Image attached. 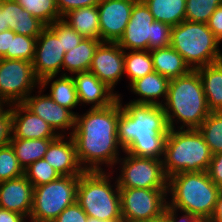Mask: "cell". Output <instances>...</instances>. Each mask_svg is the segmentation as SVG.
<instances>
[{"label": "cell", "mask_w": 222, "mask_h": 222, "mask_svg": "<svg viewBox=\"0 0 222 222\" xmlns=\"http://www.w3.org/2000/svg\"><path fill=\"white\" fill-rule=\"evenodd\" d=\"M119 116V99L104 108L89 107L80 115L77 112L71 137L78 160L85 171H104L105 167L112 171L115 167L121 157V150L124 152L118 142Z\"/></svg>", "instance_id": "6da1fadb"}, {"label": "cell", "mask_w": 222, "mask_h": 222, "mask_svg": "<svg viewBox=\"0 0 222 222\" xmlns=\"http://www.w3.org/2000/svg\"><path fill=\"white\" fill-rule=\"evenodd\" d=\"M118 99V142L124 152L137 157L162 160L166 136L170 129L162 106L130 102L125 104L121 95Z\"/></svg>", "instance_id": "7a4b0ae2"}, {"label": "cell", "mask_w": 222, "mask_h": 222, "mask_svg": "<svg viewBox=\"0 0 222 222\" xmlns=\"http://www.w3.org/2000/svg\"><path fill=\"white\" fill-rule=\"evenodd\" d=\"M162 108L170 129H197L202 124L211 111L197 70L170 79Z\"/></svg>", "instance_id": "3957f363"}, {"label": "cell", "mask_w": 222, "mask_h": 222, "mask_svg": "<svg viewBox=\"0 0 222 222\" xmlns=\"http://www.w3.org/2000/svg\"><path fill=\"white\" fill-rule=\"evenodd\" d=\"M221 190L207 171L179 172L168 178V204L209 220Z\"/></svg>", "instance_id": "277c9868"}, {"label": "cell", "mask_w": 222, "mask_h": 222, "mask_svg": "<svg viewBox=\"0 0 222 222\" xmlns=\"http://www.w3.org/2000/svg\"><path fill=\"white\" fill-rule=\"evenodd\" d=\"M106 170L85 171L79 176L76 202L88 217L107 222H123L119 187L116 177H112L117 171Z\"/></svg>", "instance_id": "5b68a950"}, {"label": "cell", "mask_w": 222, "mask_h": 222, "mask_svg": "<svg viewBox=\"0 0 222 222\" xmlns=\"http://www.w3.org/2000/svg\"><path fill=\"white\" fill-rule=\"evenodd\" d=\"M212 153L198 129H169L162 158L166 176L208 171Z\"/></svg>", "instance_id": "8992f818"}, {"label": "cell", "mask_w": 222, "mask_h": 222, "mask_svg": "<svg viewBox=\"0 0 222 222\" xmlns=\"http://www.w3.org/2000/svg\"><path fill=\"white\" fill-rule=\"evenodd\" d=\"M221 42L205 23L183 21L171 28V44L191 70L222 60Z\"/></svg>", "instance_id": "52a82bcc"}, {"label": "cell", "mask_w": 222, "mask_h": 222, "mask_svg": "<svg viewBox=\"0 0 222 222\" xmlns=\"http://www.w3.org/2000/svg\"><path fill=\"white\" fill-rule=\"evenodd\" d=\"M171 26L154 19L149 8L138 0L131 11L123 35L117 41L124 51L148 50L170 46Z\"/></svg>", "instance_id": "ba28073f"}, {"label": "cell", "mask_w": 222, "mask_h": 222, "mask_svg": "<svg viewBox=\"0 0 222 222\" xmlns=\"http://www.w3.org/2000/svg\"><path fill=\"white\" fill-rule=\"evenodd\" d=\"M79 176H61L55 181L33 188L30 222H53L68 206L76 202Z\"/></svg>", "instance_id": "9c48e42d"}, {"label": "cell", "mask_w": 222, "mask_h": 222, "mask_svg": "<svg viewBox=\"0 0 222 222\" xmlns=\"http://www.w3.org/2000/svg\"><path fill=\"white\" fill-rule=\"evenodd\" d=\"M116 165L120 164L116 177L119 188L168 189V177L162 160L152 157H137L123 152Z\"/></svg>", "instance_id": "30bf717a"}, {"label": "cell", "mask_w": 222, "mask_h": 222, "mask_svg": "<svg viewBox=\"0 0 222 222\" xmlns=\"http://www.w3.org/2000/svg\"><path fill=\"white\" fill-rule=\"evenodd\" d=\"M123 222H157L163 219L168 189L119 188Z\"/></svg>", "instance_id": "8fae6325"}, {"label": "cell", "mask_w": 222, "mask_h": 222, "mask_svg": "<svg viewBox=\"0 0 222 222\" xmlns=\"http://www.w3.org/2000/svg\"><path fill=\"white\" fill-rule=\"evenodd\" d=\"M39 86L32 62L0 59V100L8 106L23 103Z\"/></svg>", "instance_id": "7c38bea8"}, {"label": "cell", "mask_w": 222, "mask_h": 222, "mask_svg": "<svg viewBox=\"0 0 222 222\" xmlns=\"http://www.w3.org/2000/svg\"><path fill=\"white\" fill-rule=\"evenodd\" d=\"M37 90L35 95L29 94L23 104L46 121L58 135H71L74 131L76 115L71 110L57 104L48 94H43L44 90L40 86Z\"/></svg>", "instance_id": "4fadbf2b"}, {"label": "cell", "mask_w": 222, "mask_h": 222, "mask_svg": "<svg viewBox=\"0 0 222 222\" xmlns=\"http://www.w3.org/2000/svg\"><path fill=\"white\" fill-rule=\"evenodd\" d=\"M64 55L61 39L46 26L36 41L35 56L32 61L35 76L41 80L51 75H62Z\"/></svg>", "instance_id": "5bb4252c"}, {"label": "cell", "mask_w": 222, "mask_h": 222, "mask_svg": "<svg viewBox=\"0 0 222 222\" xmlns=\"http://www.w3.org/2000/svg\"><path fill=\"white\" fill-rule=\"evenodd\" d=\"M138 0H102L99 12L100 40L117 42L124 33L131 11Z\"/></svg>", "instance_id": "9a60e30c"}, {"label": "cell", "mask_w": 222, "mask_h": 222, "mask_svg": "<svg viewBox=\"0 0 222 222\" xmlns=\"http://www.w3.org/2000/svg\"><path fill=\"white\" fill-rule=\"evenodd\" d=\"M89 72L114 91L124 76V50L117 42H101L95 50Z\"/></svg>", "instance_id": "2e32d148"}, {"label": "cell", "mask_w": 222, "mask_h": 222, "mask_svg": "<svg viewBox=\"0 0 222 222\" xmlns=\"http://www.w3.org/2000/svg\"><path fill=\"white\" fill-rule=\"evenodd\" d=\"M45 27L15 0H0V33L12 30L23 36L38 37Z\"/></svg>", "instance_id": "e0dca14e"}, {"label": "cell", "mask_w": 222, "mask_h": 222, "mask_svg": "<svg viewBox=\"0 0 222 222\" xmlns=\"http://www.w3.org/2000/svg\"><path fill=\"white\" fill-rule=\"evenodd\" d=\"M72 78L80 106L91 105L90 108H104L113 104L121 95L89 71L76 73Z\"/></svg>", "instance_id": "ac0fdd59"}, {"label": "cell", "mask_w": 222, "mask_h": 222, "mask_svg": "<svg viewBox=\"0 0 222 222\" xmlns=\"http://www.w3.org/2000/svg\"><path fill=\"white\" fill-rule=\"evenodd\" d=\"M9 107L12 115V138L55 139L59 136L46 121L31 112L23 103Z\"/></svg>", "instance_id": "d6986e66"}, {"label": "cell", "mask_w": 222, "mask_h": 222, "mask_svg": "<svg viewBox=\"0 0 222 222\" xmlns=\"http://www.w3.org/2000/svg\"><path fill=\"white\" fill-rule=\"evenodd\" d=\"M44 159L61 176H80L85 172L78 160L76 146L71 135H59L53 139Z\"/></svg>", "instance_id": "ffe728a7"}, {"label": "cell", "mask_w": 222, "mask_h": 222, "mask_svg": "<svg viewBox=\"0 0 222 222\" xmlns=\"http://www.w3.org/2000/svg\"><path fill=\"white\" fill-rule=\"evenodd\" d=\"M33 188L24 175L0 182V208L19 213L28 220L32 212Z\"/></svg>", "instance_id": "44dd1931"}, {"label": "cell", "mask_w": 222, "mask_h": 222, "mask_svg": "<svg viewBox=\"0 0 222 222\" xmlns=\"http://www.w3.org/2000/svg\"><path fill=\"white\" fill-rule=\"evenodd\" d=\"M169 79L153 71L142 78L133 81L128 87L137 99L130 103L162 106L167 98ZM162 97V98H161ZM161 99V101L159 100Z\"/></svg>", "instance_id": "7402d4cb"}, {"label": "cell", "mask_w": 222, "mask_h": 222, "mask_svg": "<svg viewBox=\"0 0 222 222\" xmlns=\"http://www.w3.org/2000/svg\"><path fill=\"white\" fill-rule=\"evenodd\" d=\"M58 76V77H57ZM57 104L71 110L75 115L74 108L79 106V100L72 76L69 75H51L40 80V87L45 91ZM73 109V110H72Z\"/></svg>", "instance_id": "603a6c76"}, {"label": "cell", "mask_w": 222, "mask_h": 222, "mask_svg": "<svg viewBox=\"0 0 222 222\" xmlns=\"http://www.w3.org/2000/svg\"><path fill=\"white\" fill-rule=\"evenodd\" d=\"M101 42L98 39L84 38L78 46L66 52L63 58L62 75L72 76L89 71L95 50Z\"/></svg>", "instance_id": "cb8c5ba5"}, {"label": "cell", "mask_w": 222, "mask_h": 222, "mask_svg": "<svg viewBox=\"0 0 222 222\" xmlns=\"http://www.w3.org/2000/svg\"><path fill=\"white\" fill-rule=\"evenodd\" d=\"M196 70L203 84L208 109L222 111V60Z\"/></svg>", "instance_id": "d4e9b609"}, {"label": "cell", "mask_w": 222, "mask_h": 222, "mask_svg": "<svg viewBox=\"0 0 222 222\" xmlns=\"http://www.w3.org/2000/svg\"><path fill=\"white\" fill-rule=\"evenodd\" d=\"M154 71L170 79L187 74L191 69L183 57L171 46L150 51Z\"/></svg>", "instance_id": "484cf974"}, {"label": "cell", "mask_w": 222, "mask_h": 222, "mask_svg": "<svg viewBox=\"0 0 222 222\" xmlns=\"http://www.w3.org/2000/svg\"><path fill=\"white\" fill-rule=\"evenodd\" d=\"M62 19L84 38L100 40L99 12L97 6L72 10Z\"/></svg>", "instance_id": "4316f807"}, {"label": "cell", "mask_w": 222, "mask_h": 222, "mask_svg": "<svg viewBox=\"0 0 222 222\" xmlns=\"http://www.w3.org/2000/svg\"><path fill=\"white\" fill-rule=\"evenodd\" d=\"M154 19L171 27L185 21L186 0H142Z\"/></svg>", "instance_id": "83f0119b"}, {"label": "cell", "mask_w": 222, "mask_h": 222, "mask_svg": "<svg viewBox=\"0 0 222 222\" xmlns=\"http://www.w3.org/2000/svg\"><path fill=\"white\" fill-rule=\"evenodd\" d=\"M52 140L11 138L10 145L14 149L19 165L26 169L33 162L44 158Z\"/></svg>", "instance_id": "f1b7e54d"}, {"label": "cell", "mask_w": 222, "mask_h": 222, "mask_svg": "<svg viewBox=\"0 0 222 222\" xmlns=\"http://www.w3.org/2000/svg\"><path fill=\"white\" fill-rule=\"evenodd\" d=\"M153 71V60L150 51H124V75L128 78V85Z\"/></svg>", "instance_id": "f546056e"}, {"label": "cell", "mask_w": 222, "mask_h": 222, "mask_svg": "<svg viewBox=\"0 0 222 222\" xmlns=\"http://www.w3.org/2000/svg\"><path fill=\"white\" fill-rule=\"evenodd\" d=\"M212 155L222 152V111H212L197 128Z\"/></svg>", "instance_id": "4dcf8cb0"}, {"label": "cell", "mask_w": 222, "mask_h": 222, "mask_svg": "<svg viewBox=\"0 0 222 222\" xmlns=\"http://www.w3.org/2000/svg\"><path fill=\"white\" fill-rule=\"evenodd\" d=\"M23 9L42 21L46 26L62 19L56 0H15Z\"/></svg>", "instance_id": "1f68e13d"}, {"label": "cell", "mask_w": 222, "mask_h": 222, "mask_svg": "<svg viewBox=\"0 0 222 222\" xmlns=\"http://www.w3.org/2000/svg\"><path fill=\"white\" fill-rule=\"evenodd\" d=\"M37 37L23 36L11 30L10 50L4 59H17L32 62L35 56Z\"/></svg>", "instance_id": "d6a6232c"}, {"label": "cell", "mask_w": 222, "mask_h": 222, "mask_svg": "<svg viewBox=\"0 0 222 222\" xmlns=\"http://www.w3.org/2000/svg\"><path fill=\"white\" fill-rule=\"evenodd\" d=\"M24 176L33 185L40 186L57 180L61 175L44 158L33 162L24 169Z\"/></svg>", "instance_id": "836d02e7"}, {"label": "cell", "mask_w": 222, "mask_h": 222, "mask_svg": "<svg viewBox=\"0 0 222 222\" xmlns=\"http://www.w3.org/2000/svg\"><path fill=\"white\" fill-rule=\"evenodd\" d=\"M222 4V0H186L185 20L205 23L210 16Z\"/></svg>", "instance_id": "e575fe53"}, {"label": "cell", "mask_w": 222, "mask_h": 222, "mask_svg": "<svg viewBox=\"0 0 222 222\" xmlns=\"http://www.w3.org/2000/svg\"><path fill=\"white\" fill-rule=\"evenodd\" d=\"M24 175V169L19 165L14 149L9 144L0 147V182L16 179Z\"/></svg>", "instance_id": "d590c367"}, {"label": "cell", "mask_w": 222, "mask_h": 222, "mask_svg": "<svg viewBox=\"0 0 222 222\" xmlns=\"http://www.w3.org/2000/svg\"><path fill=\"white\" fill-rule=\"evenodd\" d=\"M48 27L59 39H61V44L65 53L78 46V44L84 39L83 36H81L63 19L51 23Z\"/></svg>", "instance_id": "8d00e7d4"}, {"label": "cell", "mask_w": 222, "mask_h": 222, "mask_svg": "<svg viewBox=\"0 0 222 222\" xmlns=\"http://www.w3.org/2000/svg\"><path fill=\"white\" fill-rule=\"evenodd\" d=\"M88 216L81 206L75 202L65 208L53 222H87Z\"/></svg>", "instance_id": "74e56055"}, {"label": "cell", "mask_w": 222, "mask_h": 222, "mask_svg": "<svg viewBox=\"0 0 222 222\" xmlns=\"http://www.w3.org/2000/svg\"><path fill=\"white\" fill-rule=\"evenodd\" d=\"M178 212L181 213L182 216L178 217L179 214ZM163 220L164 222H209L206 219L192 215L190 212L174 208L170 206L168 203L166 205Z\"/></svg>", "instance_id": "f35d334b"}, {"label": "cell", "mask_w": 222, "mask_h": 222, "mask_svg": "<svg viewBox=\"0 0 222 222\" xmlns=\"http://www.w3.org/2000/svg\"><path fill=\"white\" fill-rule=\"evenodd\" d=\"M102 0H56L61 18L72 10L82 7L98 6Z\"/></svg>", "instance_id": "ab89813d"}, {"label": "cell", "mask_w": 222, "mask_h": 222, "mask_svg": "<svg viewBox=\"0 0 222 222\" xmlns=\"http://www.w3.org/2000/svg\"><path fill=\"white\" fill-rule=\"evenodd\" d=\"M12 138V115L11 108L8 107L0 115V147L10 144Z\"/></svg>", "instance_id": "60d3db41"}, {"label": "cell", "mask_w": 222, "mask_h": 222, "mask_svg": "<svg viewBox=\"0 0 222 222\" xmlns=\"http://www.w3.org/2000/svg\"><path fill=\"white\" fill-rule=\"evenodd\" d=\"M207 172L210 179L222 189V152L212 155Z\"/></svg>", "instance_id": "b9f144b4"}, {"label": "cell", "mask_w": 222, "mask_h": 222, "mask_svg": "<svg viewBox=\"0 0 222 222\" xmlns=\"http://www.w3.org/2000/svg\"><path fill=\"white\" fill-rule=\"evenodd\" d=\"M207 25L215 37L222 42V4L210 16Z\"/></svg>", "instance_id": "7bdbcfd3"}, {"label": "cell", "mask_w": 222, "mask_h": 222, "mask_svg": "<svg viewBox=\"0 0 222 222\" xmlns=\"http://www.w3.org/2000/svg\"><path fill=\"white\" fill-rule=\"evenodd\" d=\"M0 222H29L27 219L16 212L0 208Z\"/></svg>", "instance_id": "ee69618b"}, {"label": "cell", "mask_w": 222, "mask_h": 222, "mask_svg": "<svg viewBox=\"0 0 222 222\" xmlns=\"http://www.w3.org/2000/svg\"><path fill=\"white\" fill-rule=\"evenodd\" d=\"M11 30L0 33V59L3 58L7 51L10 50Z\"/></svg>", "instance_id": "f6af8a7d"}, {"label": "cell", "mask_w": 222, "mask_h": 222, "mask_svg": "<svg viewBox=\"0 0 222 222\" xmlns=\"http://www.w3.org/2000/svg\"><path fill=\"white\" fill-rule=\"evenodd\" d=\"M209 222H222V190L218 196L214 211L208 220Z\"/></svg>", "instance_id": "bcb514c9"}, {"label": "cell", "mask_w": 222, "mask_h": 222, "mask_svg": "<svg viewBox=\"0 0 222 222\" xmlns=\"http://www.w3.org/2000/svg\"><path fill=\"white\" fill-rule=\"evenodd\" d=\"M9 106L3 102L2 100H0V115L6 110V108H8Z\"/></svg>", "instance_id": "7dc6e473"}, {"label": "cell", "mask_w": 222, "mask_h": 222, "mask_svg": "<svg viewBox=\"0 0 222 222\" xmlns=\"http://www.w3.org/2000/svg\"><path fill=\"white\" fill-rule=\"evenodd\" d=\"M87 222H107V221H103V220H99L93 217H88V221Z\"/></svg>", "instance_id": "c3c4849f"}]
</instances>
